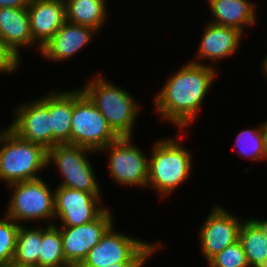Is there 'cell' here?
<instances>
[{
  "mask_svg": "<svg viewBox=\"0 0 267 267\" xmlns=\"http://www.w3.org/2000/svg\"><path fill=\"white\" fill-rule=\"evenodd\" d=\"M216 68L190 60L169 76L154 98L157 114L182 130L195 120L216 79Z\"/></svg>",
  "mask_w": 267,
  "mask_h": 267,
  "instance_id": "obj_1",
  "label": "cell"
},
{
  "mask_svg": "<svg viewBox=\"0 0 267 267\" xmlns=\"http://www.w3.org/2000/svg\"><path fill=\"white\" fill-rule=\"evenodd\" d=\"M191 155L175 138L154 142L149 158L147 186L153 187L161 199L172 194L192 173Z\"/></svg>",
  "mask_w": 267,
  "mask_h": 267,
  "instance_id": "obj_2",
  "label": "cell"
},
{
  "mask_svg": "<svg viewBox=\"0 0 267 267\" xmlns=\"http://www.w3.org/2000/svg\"><path fill=\"white\" fill-rule=\"evenodd\" d=\"M103 78L99 74L80 89L119 137H132L140 105L130 92Z\"/></svg>",
  "mask_w": 267,
  "mask_h": 267,
  "instance_id": "obj_3",
  "label": "cell"
},
{
  "mask_svg": "<svg viewBox=\"0 0 267 267\" xmlns=\"http://www.w3.org/2000/svg\"><path fill=\"white\" fill-rule=\"evenodd\" d=\"M3 130V131H2ZM0 131V179L7 185L41 178L46 169L47 150L24 140L9 127Z\"/></svg>",
  "mask_w": 267,
  "mask_h": 267,
  "instance_id": "obj_4",
  "label": "cell"
},
{
  "mask_svg": "<svg viewBox=\"0 0 267 267\" xmlns=\"http://www.w3.org/2000/svg\"><path fill=\"white\" fill-rule=\"evenodd\" d=\"M12 188L7 217L20 224L27 221L47 220L55 224L54 190L42 178L7 185ZM53 219V220H52Z\"/></svg>",
  "mask_w": 267,
  "mask_h": 267,
  "instance_id": "obj_5",
  "label": "cell"
},
{
  "mask_svg": "<svg viewBox=\"0 0 267 267\" xmlns=\"http://www.w3.org/2000/svg\"><path fill=\"white\" fill-rule=\"evenodd\" d=\"M77 87L73 90L71 144L100 151L119 136L89 98Z\"/></svg>",
  "mask_w": 267,
  "mask_h": 267,
  "instance_id": "obj_6",
  "label": "cell"
},
{
  "mask_svg": "<svg viewBox=\"0 0 267 267\" xmlns=\"http://www.w3.org/2000/svg\"><path fill=\"white\" fill-rule=\"evenodd\" d=\"M158 243L150 244L134 239L124 233H118L112 226L78 267H105L124 262H147L155 250L163 247L160 242Z\"/></svg>",
  "mask_w": 267,
  "mask_h": 267,
  "instance_id": "obj_7",
  "label": "cell"
},
{
  "mask_svg": "<svg viewBox=\"0 0 267 267\" xmlns=\"http://www.w3.org/2000/svg\"><path fill=\"white\" fill-rule=\"evenodd\" d=\"M91 152L89 148L68 143L56 144L47 150V166L55 164L63 177L58 186L101 196L94 169L87 158Z\"/></svg>",
  "mask_w": 267,
  "mask_h": 267,
  "instance_id": "obj_8",
  "label": "cell"
},
{
  "mask_svg": "<svg viewBox=\"0 0 267 267\" xmlns=\"http://www.w3.org/2000/svg\"><path fill=\"white\" fill-rule=\"evenodd\" d=\"M132 137H119L103 149L109 153V174L116 183L126 186H147L149 158L135 146Z\"/></svg>",
  "mask_w": 267,
  "mask_h": 267,
  "instance_id": "obj_9",
  "label": "cell"
},
{
  "mask_svg": "<svg viewBox=\"0 0 267 267\" xmlns=\"http://www.w3.org/2000/svg\"><path fill=\"white\" fill-rule=\"evenodd\" d=\"M54 190L55 217L62 221L58 227L83 225L97 219L108 207L100 205L101 197L93 193L56 186Z\"/></svg>",
  "mask_w": 267,
  "mask_h": 267,
  "instance_id": "obj_10",
  "label": "cell"
},
{
  "mask_svg": "<svg viewBox=\"0 0 267 267\" xmlns=\"http://www.w3.org/2000/svg\"><path fill=\"white\" fill-rule=\"evenodd\" d=\"M111 214L108 207L97 219L89 223L60 228L64 256L72 267H78L87 257L88 252L113 226L114 220Z\"/></svg>",
  "mask_w": 267,
  "mask_h": 267,
  "instance_id": "obj_11",
  "label": "cell"
},
{
  "mask_svg": "<svg viewBox=\"0 0 267 267\" xmlns=\"http://www.w3.org/2000/svg\"><path fill=\"white\" fill-rule=\"evenodd\" d=\"M13 122L8 127L20 138L52 148V130L49 114V94L38 100L20 104Z\"/></svg>",
  "mask_w": 267,
  "mask_h": 267,
  "instance_id": "obj_12",
  "label": "cell"
},
{
  "mask_svg": "<svg viewBox=\"0 0 267 267\" xmlns=\"http://www.w3.org/2000/svg\"><path fill=\"white\" fill-rule=\"evenodd\" d=\"M206 217L198 233L200 248L207 262L239 239L242 219L216 205Z\"/></svg>",
  "mask_w": 267,
  "mask_h": 267,
  "instance_id": "obj_13",
  "label": "cell"
},
{
  "mask_svg": "<svg viewBox=\"0 0 267 267\" xmlns=\"http://www.w3.org/2000/svg\"><path fill=\"white\" fill-rule=\"evenodd\" d=\"M243 36L244 33L237 28L221 26L209 22L204 28L202 40H200L201 43H199V48L197 49L198 53L196 55H198L199 59L191 60V62L204 64L201 60L204 59L203 61H205V59H208L212 60V62H216H214V64H206L205 62L204 65L215 68L214 66L218 64L217 62L220 59L228 58L237 52Z\"/></svg>",
  "mask_w": 267,
  "mask_h": 267,
  "instance_id": "obj_14",
  "label": "cell"
},
{
  "mask_svg": "<svg viewBox=\"0 0 267 267\" xmlns=\"http://www.w3.org/2000/svg\"><path fill=\"white\" fill-rule=\"evenodd\" d=\"M27 10L33 41L40 48L66 22L64 0H32Z\"/></svg>",
  "mask_w": 267,
  "mask_h": 267,
  "instance_id": "obj_15",
  "label": "cell"
},
{
  "mask_svg": "<svg viewBox=\"0 0 267 267\" xmlns=\"http://www.w3.org/2000/svg\"><path fill=\"white\" fill-rule=\"evenodd\" d=\"M97 33L91 27L66 21L53 37L41 47V55L52 61H64L72 58L84 46L88 45Z\"/></svg>",
  "mask_w": 267,
  "mask_h": 267,
  "instance_id": "obj_16",
  "label": "cell"
},
{
  "mask_svg": "<svg viewBox=\"0 0 267 267\" xmlns=\"http://www.w3.org/2000/svg\"><path fill=\"white\" fill-rule=\"evenodd\" d=\"M0 39L18 62L22 47L34 45L39 52L41 49L33 41L27 8H0Z\"/></svg>",
  "mask_w": 267,
  "mask_h": 267,
  "instance_id": "obj_17",
  "label": "cell"
},
{
  "mask_svg": "<svg viewBox=\"0 0 267 267\" xmlns=\"http://www.w3.org/2000/svg\"><path fill=\"white\" fill-rule=\"evenodd\" d=\"M212 19L210 23L237 28L253 26L257 20L255 5L249 0H207Z\"/></svg>",
  "mask_w": 267,
  "mask_h": 267,
  "instance_id": "obj_18",
  "label": "cell"
},
{
  "mask_svg": "<svg viewBox=\"0 0 267 267\" xmlns=\"http://www.w3.org/2000/svg\"><path fill=\"white\" fill-rule=\"evenodd\" d=\"M49 114L52 130V147L71 144V121L73 116V91L49 93Z\"/></svg>",
  "mask_w": 267,
  "mask_h": 267,
  "instance_id": "obj_19",
  "label": "cell"
},
{
  "mask_svg": "<svg viewBox=\"0 0 267 267\" xmlns=\"http://www.w3.org/2000/svg\"><path fill=\"white\" fill-rule=\"evenodd\" d=\"M107 0H64L66 21L96 30L107 22ZM106 21V22H105Z\"/></svg>",
  "mask_w": 267,
  "mask_h": 267,
  "instance_id": "obj_20",
  "label": "cell"
},
{
  "mask_svg": "<svg viewBox=\"0 0 267 267\" xmlns=\"http://www.w3.org/2000/svg\"><path fill=\"white\" fill-rule=\"evenodd\" d=\"M42 227L31 228L20 224L12 263L20 266L39 267Z\"/></svg>",
  "mask_w": 267,
  "mask_h": 267,
  "instance_id": "obj_21",
  "label": "cell"
},
{
  "mask_svg": "<svg viewBox=\"0 0 267 267\" xmlns=\"http://www.w3.org/2000/svg\"><path fill=\"white\" fill-rule=\"evenodd\" d=\"M42 227V243L39 256V267H72L65 259L62 237L58 224Z\"/></svg>",
  "mask_w": 267,
  "mask_h": 267,
  "instance_id": "obj_22",
  "label": "cell"
},
{
  "mask_svg": "<svg viewBox=\"0 0 267 267\" xmlns=\"http://www.w3.org/2000/svg\"><path fill=\"white\" fill-rule=\"evenodd\" d=\"M238 240L250 267L267 260V237L250 219L242 221Z\"/></svg>",
  "mask_w": 267,
  "mask_h": 267,
  "instance_id": "obj_23",
  "label": "cell"
},
{
  "mask_svg": "<svg viewBox=\"0 0 267 267\" xmlns=\"http://www.w3.org/2000/svg\"><path fill=\"white\" fill-rule=\"evenodd\" d=\"M235 147L239 156L242 155L252 161L267 159L262 125L254 129L240 131L235 140Z\"/></svg>",
  "mask_w": 267,
  "mask_h": 267,
  "instance_id": "obj_24",
  "label": "cell"
},
{
  "mask_svg": "<svg viewBox=\"0 0 267 267\" xmlns=\"http://www.w3.org/2000/svg\"><path fill=\"white\" fill-rule=\"evenodd\" d=\"M4 217L0 219V267L12 263L20 227L13 219Z\"/></svg>",
  "mask_w": 267,
  "mask_h": 267,
  "instance_id": "obj_25",
  "label": "cell"
},
{
  "mask_svg": "<svg viewBox=\"0 0 267 267\" xmlns=\"http://www.w3.org/2000/svg\"><path fill=\"white\" fill-rule=\"evenodd\" d=\"M209 267H250L239 240L208 261Z\"/></svg>",
  "mask_w": 267,
  "mask_h": 267,
  "instance_id": "obj_26",
  "label": "cell"
},
{
  "mask_svg": "<svg viewBox=\"0 0 267 267\" xmlns=\"http://www.w3.org/2000/svg\"><path fill=\"white\" fill-rule=\"evenodd\" d=\"M19 64L21 63L3 46L0 39V73L13 74V72L17 70Z\"/></svg>",
  "mask_w": 267,
  "mask_h": 267,
  "instance_id": "obj_27",
  "label": "cell"
},
{
  "mask_svg": "<svg viewBox=\"0 0 267 267\" xmlns=\"http://www.w3.org/2000/svg\"><path fill=\"white\" fill-rule=\"evenodd\" d=\"M32 0H0V8H27Z\"/></svg>",
  "mask_w": 267,
  "mask_h": 267,
  "instance_id": "obj_28",
  "label": "cell"
},
{
  "mask_svg": "<svg viewBox=\"0 0 267 267\" xmlns=\"http://www.w3.org/2000/svg\"><path fill=\"white\" fill-rule=\"evenodd\" d=\"M249 219L259 228V230L267 237V219L251 218Z\"/></svg>",
  "mask_w": 267,
  "mask_h": 267,
  "instance_id": "obj_29",
  "label": "cell"
},
{
  "mask_svg": "<svg viewBox=\"0 0 267 267\" xmlns=\"http://www.w3.org/2000/svg\"><path fill=\"white\" fill-rule=\"evenodd\" d=\"M145 263L147 262H124V263L111 264L105 267H144Z\"/></svg>",
  "mask_w": 267,
  "mask_h": 267,
  "instance_id": "obj_30",
  "label": "cell"
},
{
  "mask_svg": "<svg viewBox=\"0 0 267 267\" xmlns=\"http://www.w3.org/2000/svg\"><path fill=\"white\" fill-rule=\"evenodd\" d=\"M261 125H262V129L264 131V134H265V148H266V152H267V121H265Z\"/></svg>",
  "mask_w": 267,
  "mask_h": 267,
  "instance_id": "obj_31",
  "label": "cell"
},
{
  "mask_svg": "<svg viewBox=\"0 0 267 267\" xmlns=\"http://www.w3.org/2000/svg\"><path fill=\"white\" fill-rule=\"evenodd\" d=\"M262 62L263 63L261 67H262L263 72L266 74L265 76L267 78V55L265 56Z\"/></svg>",
  "mask_w": 267,
  "mask_h": 267,
  "instance_id": "obj_32",
  "label": "cell"
},
{
  "mask_svg": "<svg viewBox=\"0 0 267 267\" xmlns=\"http://www.w3.org/2000/svg\"><path fill=\"white\" fill-rule=\"evenodd\" d=\"M252 267H267V260H264L262 262H259V263L255 264Z\"/></svg>",
  "mask_w": 267,
  "mask_h": 267,
  "instance_id": "obj_33",
  "label": "cell"
},
{
  "mask_svg": "<svg viewBox=\"0 0 267 267\" xmlns=\"http://www.w3.org/2000/svg\"><path fill=\"white\" fill-rule=\"evenodd\" d=\"M5 267H31V266H20V265H16V264H14V263H10V264H8V265L5 266Z\"/></svg>",
  "mask_w": 267,
  "mask_h": 267,
  "instance_id": "obj_34",
  "label": "cell"
}]
</instances>
